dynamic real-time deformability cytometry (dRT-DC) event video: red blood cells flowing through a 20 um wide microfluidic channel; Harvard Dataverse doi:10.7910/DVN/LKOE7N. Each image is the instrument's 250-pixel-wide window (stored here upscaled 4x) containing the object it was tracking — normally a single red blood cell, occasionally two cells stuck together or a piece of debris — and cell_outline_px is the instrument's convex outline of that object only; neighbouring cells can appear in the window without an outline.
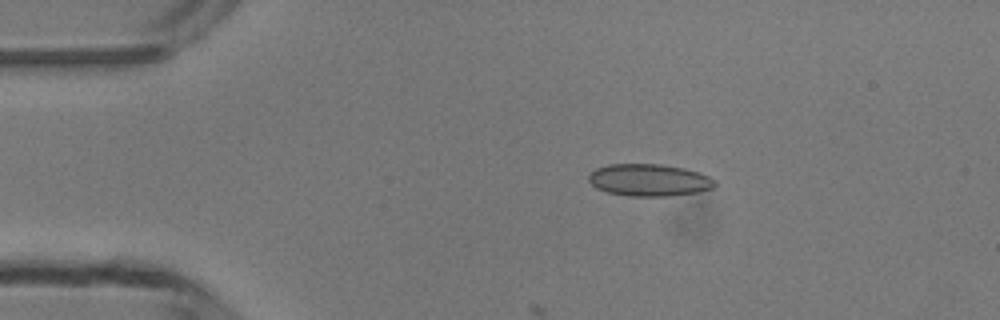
{"species": "common noctule bat (a hibernating species)", "species_latin": "Nyctalus noctula", "temperature_condition": "room temperature", "stored_images_in_passage": 3, "camera_frame_rate_fps": 3000, "um_per_image_px": 0.085, "animal": {"sex": "male", "body_mass_g": 13.3}, "frame": {"image": 1, "passage_image": 1, "time_ms": 0.0, "image_size_px": [1000, 320], "cell_outline_px": [[716, 184], [712, 188], [696, 192], [668, 196], [628, 196], [608, 192], [596, 188], [588, 180], [588, 176], [596, 168], [608, 164], [660, 164], [684, 168], [700, 172], [716, 180]], "centroid_in_image_um": [55.18, 15.3], "position_along_channel_um": 29.8, "area_um2": 23.64}}
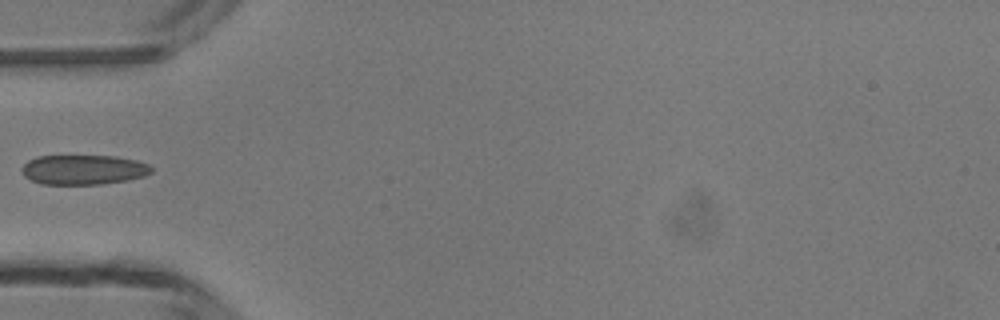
{"frame": {"image": 2, "passage_image": 3, "time_ms": 2.333, "image_size_px": [1000, 320], "cell_outline_px": [[152, 172], [144, 176], [128, 180], [100, 184], [40, 184], [24, 176], [20, 168], [28, 160], [36, 156], [116, 156], [136, 160], [148, 164], [152, 168]], "centroid_in_image_um": [7.08, 14.42], "position_along_channel_um": 77.9, "area_um2": 22.54}}